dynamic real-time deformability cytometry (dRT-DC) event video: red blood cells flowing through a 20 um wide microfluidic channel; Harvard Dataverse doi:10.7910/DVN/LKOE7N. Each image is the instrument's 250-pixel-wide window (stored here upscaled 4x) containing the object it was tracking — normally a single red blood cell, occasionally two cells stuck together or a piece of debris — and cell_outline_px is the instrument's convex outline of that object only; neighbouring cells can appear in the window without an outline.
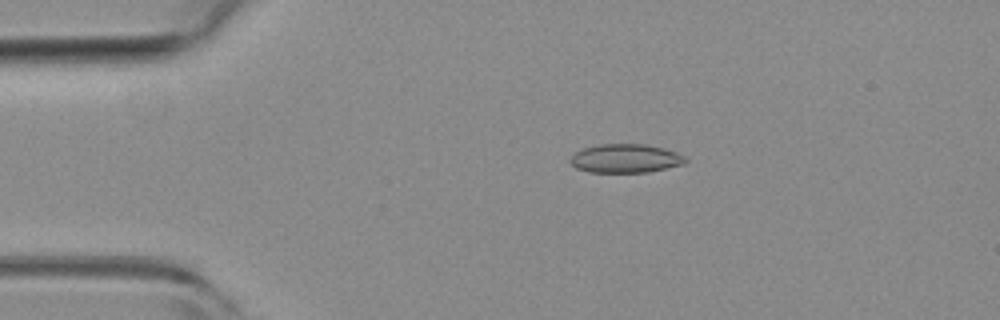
{"species": "common noctule bat (a hibernating species)", "species_latin": "Nyctalus noctula", "temperature_condition": "room temperature", "stored_images_in_passage": 6, "camera_frame_rate_fps": 3000, "um_per_image_px": 0.085, "animal": {"sex": "female", "body_mass_g": 19.3, "forearm_length_mm": 54.1}, "frame": {"image": 1, "passage_image": 4, "time_ms": 1.0, "image_size_px": [1000, 320], "cell_outline_px": [[688, 160], [684, 164], [648, 172], [588, 172], [576, 168], [568, 160], [576, 152], [584, 148], [600, 144], [644, 144], [664, 148], [688, 156]], "centroid_in_image_um": [53.2, 13.47], "position_along_channel_um": 31.8, "area_um2": 19.36}}
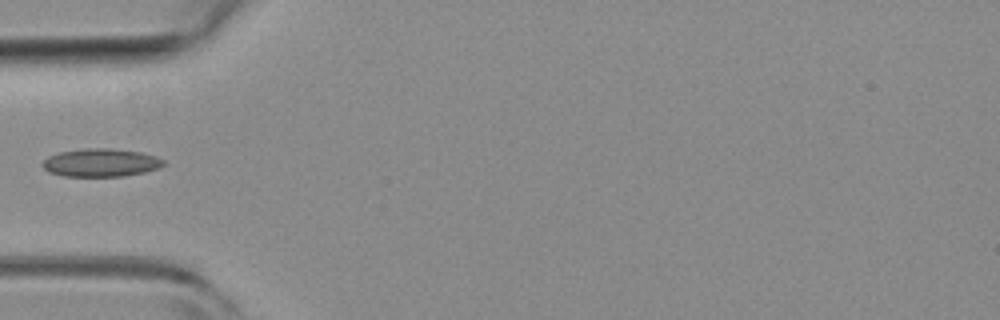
{"frame": {"image": 2, "passage_image": 6, "time_ms": 1.667, "image_size_px": [1000, 320], "cell_outline_px": [[164, 164], [156, 168], [144, 172], [124, 176], [64, 176], [48, 172], [40, 164], [48, 156], [60, 152], [84, 148], [112, 148], [140, 152], [156, 156], [164, 160]], "centroid_in_image_um": [8.54, 13.82], "position_along_channel_um": 76.5, "area_um2": 19.77}}